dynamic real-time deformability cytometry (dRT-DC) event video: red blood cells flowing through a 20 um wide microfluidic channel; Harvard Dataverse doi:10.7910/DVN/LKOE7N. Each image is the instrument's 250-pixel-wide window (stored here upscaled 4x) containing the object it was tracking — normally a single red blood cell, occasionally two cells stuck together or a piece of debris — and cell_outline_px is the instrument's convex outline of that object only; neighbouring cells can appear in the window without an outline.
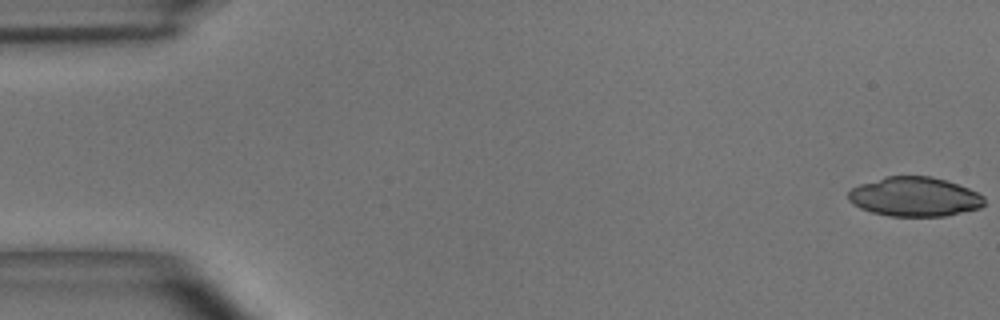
{"species": "common noctule bat (a hibernating species)", "species_latin": "Nyctalus noctula", "temperature_condition": "room temperature", "stored_images_in_passage": 6, "camera_frame_rate_fps": 3000, "um_per_image_px": 0.085, "animal": {"sex": "male", "body_mass_g": 15.6}, "frame": {"image": 1, "passage_image": 1, "time_ms": 0.0, "image_size_px": [1000, 320], "cell_outline_px": [[984, 204], [980, 208], [944, 216], [888, 216], [872, 212], [860, 208], [852, 204], [848, 200], [848, 192], [852, 188], [860, 184], [884, 176], [932, 176], [968, 188], [984, 196]], "centroid_in_image_um": [77.71, 16.72], "position_along_channel_um": 7.3, "area_um2": 31.15}}